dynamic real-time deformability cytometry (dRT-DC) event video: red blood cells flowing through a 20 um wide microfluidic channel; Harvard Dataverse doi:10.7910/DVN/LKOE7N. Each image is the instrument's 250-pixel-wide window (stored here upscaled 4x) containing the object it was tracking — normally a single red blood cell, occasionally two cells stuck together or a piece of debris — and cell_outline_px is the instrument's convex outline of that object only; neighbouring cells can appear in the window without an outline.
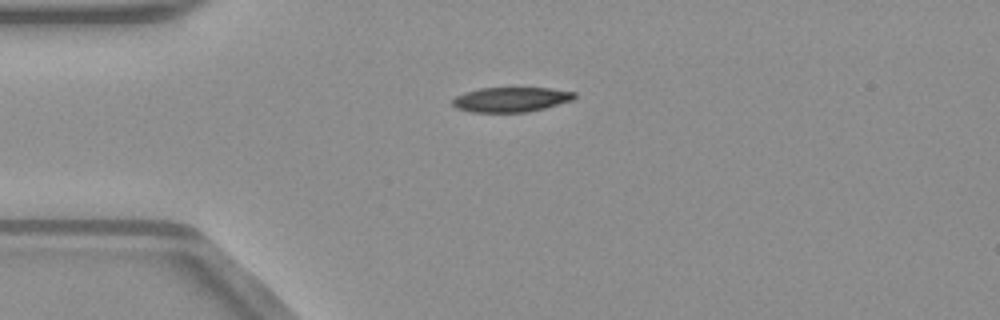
{"species": "common noctule bat (a hibernating species)", "species_latin": "Nyctalus noctula", "temperature_condition": "warm", "stored_images_in_passage": 15, "camera_frame_rate_fps": 3000, "um_per_image_px": 0.085, "animal": {"sex": "male", "body_mass_g": 23.1, "forearm_length_mm": 52.7}, "frame": {"image": 1, "passage_image": 1, "time_ms": 0.0, "image_size_px": [1000, 320], "cell_outline_px": [[576, 96], [572, 100], [544, 108], [528, 112], [472, 112], [456, 108], [452, 104], [452, 100], [456, 96], [464, 92], [480, 88], [548, 88], [576, 92]], "centroid_in_image_um": [43.41, 8.46], "position_along_channel_um": 41.6, "area_um2": 17.57}}
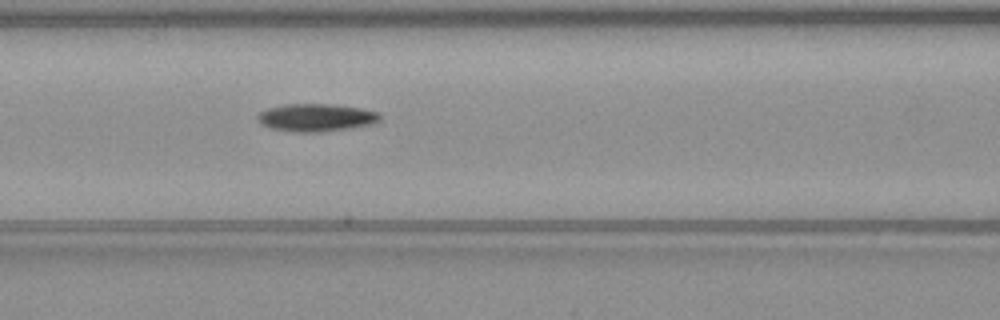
{"frame": {"image": 2, "passage_image": 10, "time_ms": 3.0, "image_size_px": [1000, 320], "cell_outline_px": [[380, 120], [376, 124], [352, 128], [320, 132], [296, 132], [272, 128], [260, 124], [256, 116], [260, 112], [268, 108], [284, 104], [332, 104], [360, 108], [380, 112]], "centroid_in_image_um": [26.91, 9.99], "position_along_channel_um": 139.7, "area_um2": 19.94}}